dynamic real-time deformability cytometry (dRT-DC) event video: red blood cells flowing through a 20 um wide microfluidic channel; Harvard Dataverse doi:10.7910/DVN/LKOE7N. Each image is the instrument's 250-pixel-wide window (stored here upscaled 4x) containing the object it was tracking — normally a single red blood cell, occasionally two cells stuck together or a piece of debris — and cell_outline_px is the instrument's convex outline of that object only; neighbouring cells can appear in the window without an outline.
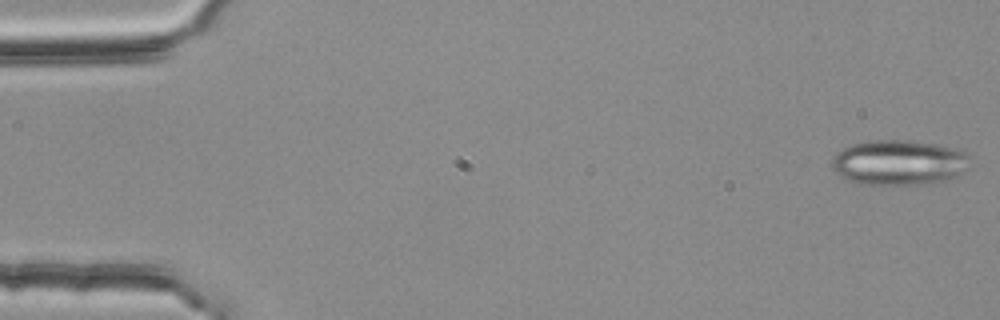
{"species": "common noctule bat (a hibernating species)", "species_latin": "Nyctalus noctula", "temperature_condition": "room temperature", "stored_images_in_passage": 54, "segment_of_instrument_passage": [1, 2], "camera_frame_rate_fps": 3000, "um_per_image_px": 0.085, "animal": {"sex": "female", "body_mass_g": 25.1}, "frame": {"image": 1, "passage_image": 1, "time_ms": 0.0, "image_size_px": [1000, 320], "cell_outline_px": [[968, 156], [960, 172], [944, 180], [920, 184], [864, 184], [848, 180], [840, 176], [832, 168], [832, 160], [836, 152], [852, 144], [868, 140], [904, 140], [932, 144], [964, 152]], "centroid_in_image_um": [76.26, 13.81], "position_along_channel_um": 8.7, "area_um2": 35.26}}